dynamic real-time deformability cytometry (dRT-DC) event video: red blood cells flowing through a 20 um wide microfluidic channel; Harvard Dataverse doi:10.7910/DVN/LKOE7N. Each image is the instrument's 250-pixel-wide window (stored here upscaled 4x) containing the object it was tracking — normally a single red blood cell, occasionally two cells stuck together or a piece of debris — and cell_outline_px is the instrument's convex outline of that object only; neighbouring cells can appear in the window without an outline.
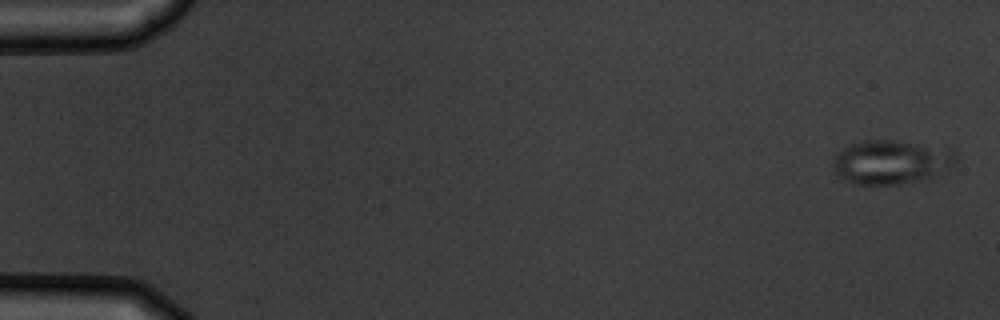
{"species": "common noctule bat (a hibernating species)", "species_latin": "Nyctalus noctula", "temperature_condition": "warm", "stored_images_in_passage": 5, "camera_frame_rate_fps": 3000, "um_per_image_px": 0.085, "animal": {"sex": "male", "body_mass_g": 19.5, "forearm_length_mm": 54.6}, "frame": {"image": 1, "passage_image": 1, "time_ms": 0.0, "image_size_px": [1000, 320], "cell_outline_px": [[956, 164], [924, 180], [892, 184], [852, 184], [844, 180], [836, 172], [832, 164], [836, 156], [844, 148], [852, 144], [864, 140], [896, 140], [952, 148], [956, 152]], "centroid_in_image_um": [75.79, 13.76], "position_along_channel_um": 9.2, "area_um2": 31.44}}